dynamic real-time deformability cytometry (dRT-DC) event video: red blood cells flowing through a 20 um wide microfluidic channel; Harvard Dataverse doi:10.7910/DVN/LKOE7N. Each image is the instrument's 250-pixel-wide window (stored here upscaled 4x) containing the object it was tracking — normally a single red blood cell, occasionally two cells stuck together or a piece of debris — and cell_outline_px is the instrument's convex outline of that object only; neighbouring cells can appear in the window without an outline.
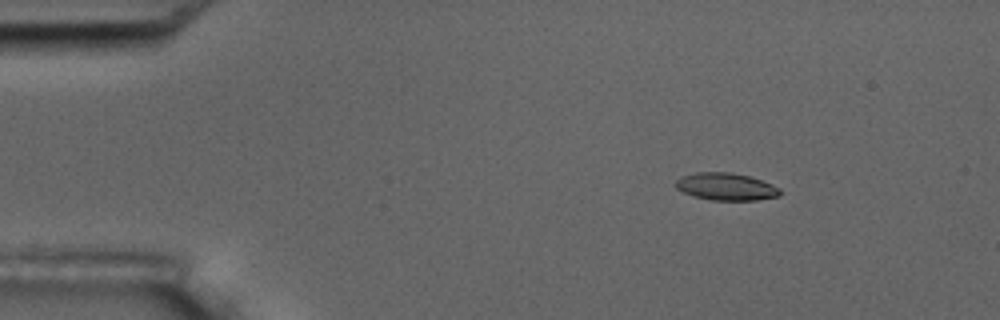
{"species": "common noctule bat (a hibernating species)", "species_latin": "Nyctalus noctula", "temperature_condition": "room temperature", "stored_images_in_passage": 6, "camera_frame_rate_fps": 3000, "um_per_image_px": 0.085, "animal": {"sex": "male", "body_mass_g": 17.5, "forearm_length_mm": 52.3}, "frame": {"image": 1, "passage_image": 3, "time_ms": 2.333, "image_size_px": [1000, 320], "cell_outline_px": [[780, 196], [756, 200], [712, 200], [692, 196], [676, 188], [676, 180], [680, 176], [696, 172], [732, 172], [748, 176], [772, 184], [780, 188]], "centroid_in_image_um": [61.7, 15.86], "position_along_channel_um": 23.3, "area_um2": 16.65}}